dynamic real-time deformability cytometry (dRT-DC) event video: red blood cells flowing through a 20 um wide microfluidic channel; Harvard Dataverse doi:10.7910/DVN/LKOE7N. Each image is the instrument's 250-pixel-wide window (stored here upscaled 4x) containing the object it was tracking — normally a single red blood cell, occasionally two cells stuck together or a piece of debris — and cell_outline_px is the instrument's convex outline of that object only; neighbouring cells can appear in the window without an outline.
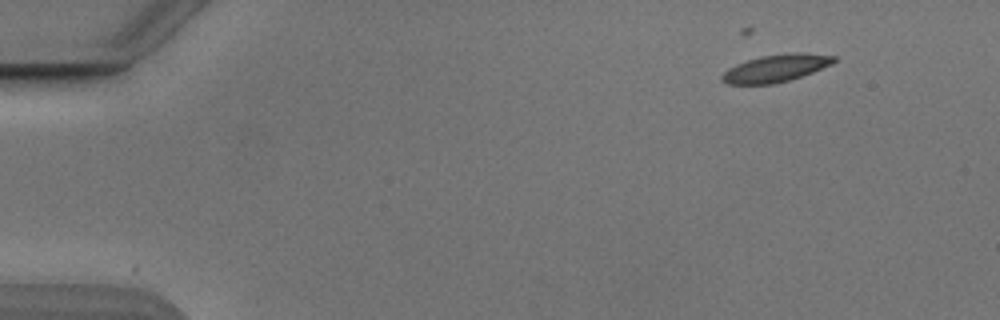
{"species": "Egyptian fruit bat (a non-hibernating species)", "species_latin": "Rousettus aegyptiacus", "temperature_condition": "cold", "stored_images_in_passage": 2, "camera_frame_rate_fps": 3000, "um_per_image_px": 0.085, "animal": {"sex": "male"}, "frame": {"image": 1, "passage_image": 1, "time_ms": 0.0, "image_size_px": [1000, 320], "cell_outline_px": [[836, 60], [832, 64], [812, 72], [788, 80], [772, 84], [728, 84], [720, 80], [720, 76], [728, 68], [736, 64], [748, 60], [764, 56], [792, 52], [800, 52], [836, 56]], "centroid_in_image_um": [65.93, 5.8], "position_along_channel_um": 19.1, "area_um2": 17.69}}